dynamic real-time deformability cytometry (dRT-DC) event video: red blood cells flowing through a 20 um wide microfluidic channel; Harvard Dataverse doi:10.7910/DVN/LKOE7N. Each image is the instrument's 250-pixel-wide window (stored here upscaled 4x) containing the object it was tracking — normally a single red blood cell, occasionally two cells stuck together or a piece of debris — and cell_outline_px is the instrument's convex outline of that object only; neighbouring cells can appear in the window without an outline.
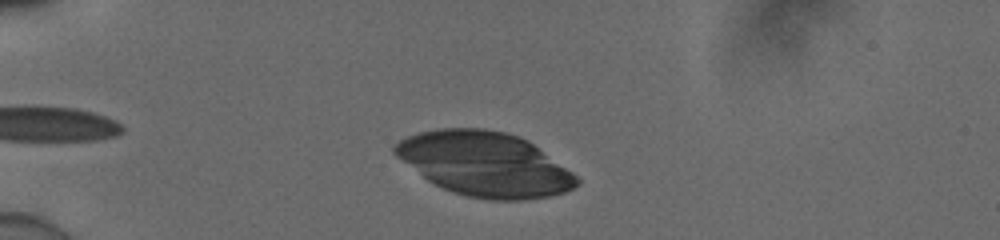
{"species": "human", "species_latin": "Homo sapiens", "temperature_condition": "cold", "stored_images_in_passage": 38, "camera_frame_rate_fps": 3000, "um_per_image_px": 0.085, "donor": {"sex": "male"}, "frame": {"image": 1, "passage_image": 5, "time_ms": 1.333, "image_size_px": [1000, 240], "cell_outline_px": [[580, 184], [564, 192], [552, 196], [524, 200], [492, 200], [468, 196], [452, 192], [432, 184], [396, 156], [392, 152], [392, 148], [400, 140], [408, 136], [420, 132], [440, 128], [484, 128], [504, 132], [520, 136], [528, 140], [572, 172], [580, 180]], "centroid_in_image_um": [41.2, 13.95], "position_along_channel_um": 43.8, "area_um2": 68.03}}